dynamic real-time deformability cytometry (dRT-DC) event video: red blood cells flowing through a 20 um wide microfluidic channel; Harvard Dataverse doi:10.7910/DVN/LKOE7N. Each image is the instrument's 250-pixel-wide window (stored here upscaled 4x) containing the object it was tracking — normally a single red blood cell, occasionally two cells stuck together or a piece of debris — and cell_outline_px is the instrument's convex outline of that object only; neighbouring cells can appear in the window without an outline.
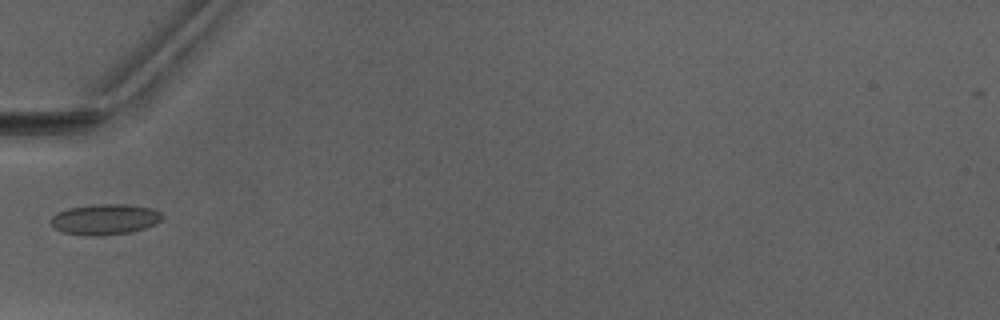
{"species": "Egyptian fruit bat (a non-hibernating species)", "species_latin": "Rousettus aegyptiacus", "temperature_condition": "warm", "stored_images_in_passage": 2, "camera_frame_rate_fps": 3000, "um_per_image_px": 0.085, "animal": {"sex": "male"}, "frame": {"image": 1, "passage_image": 2, "time_ms": 1.0, "image_size_px": [1000, 320], "cell_outline_px": [[160, 220], [156, 224], [144, 228], [128, 232], [96, 236], [92, 236], [64, 232], [56, 228], [48, 220], [56, 212], [68, 208], [96, 204], [128, 204], [152, 208], [160, 212]], "centroid_in_image_um": [8.88, 18.63], "position_along_channel_um": 76.1, "area_um2": 19.71}}